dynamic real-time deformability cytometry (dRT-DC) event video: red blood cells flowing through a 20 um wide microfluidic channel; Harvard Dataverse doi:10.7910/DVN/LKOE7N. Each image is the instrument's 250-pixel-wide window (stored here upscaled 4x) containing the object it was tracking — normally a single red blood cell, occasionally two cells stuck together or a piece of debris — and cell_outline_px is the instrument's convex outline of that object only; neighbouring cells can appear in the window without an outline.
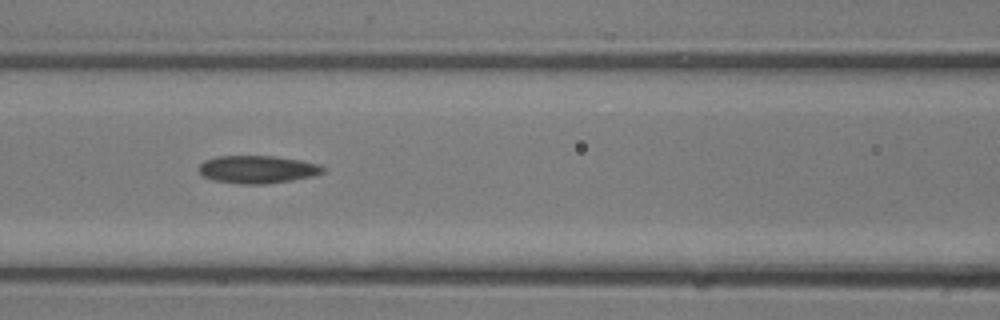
{"species": "common noctule bat (a hibernating species)", "species_latin": "Nyctalus noctula", "temperature_condition": "room temperature", "stored_images_in_passage": 19, "camera_frame_rate_fps": 3000, "um_per_image_px": 0.085, "animal": {"sex": "male", "body_mass_g": 13.3}, "frame": {"image": 1, "passage_image": 5, "time_ms": 1.333, "image_size_px": [1000, 320], "cell_outline_px": [[324, 172], [312, 176], [292, 180], [268, 184], [240, 184], [212, 180], [204, 176], [200, 172], [200, 164], [204, 160], [216, 156], [272, 156], [300, 160], [320, 164], [324, 168]], "centroid_in_image_um": [21.88, 14.4], "position_along_channel_um": 144.7, "area_um2": 20.06}}
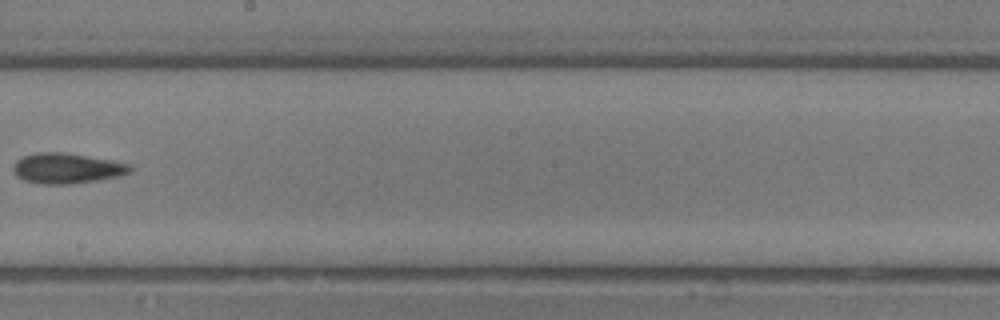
{"frame": {"image": 2, "passage_image": 9, "time_ms": 2.667, "image_size_px": [1000, 320], "cell_outline_px": [[132, 168], [128, 172], [120, 176], [96, 180], [68, 184], [40, 184], [24, 180], [16, 176], [12, 172], [12, 164], [16, 160], [24, 156], [36, 152], [64, 152], [112, 160], [132, 164]], "centroid_in_image_um": [5.64, 14.3], "position_along_channel_um": 242.6, "area_um2": 20.81}}
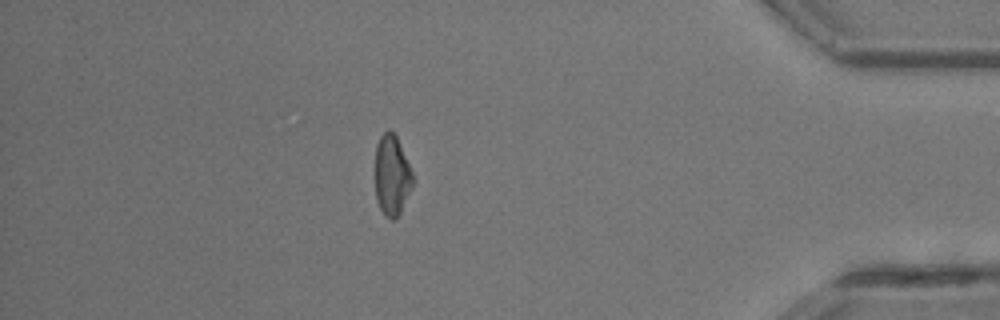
{"frame": {"image": 3, "passage_image": 18, "time_ms": 5.667, "image_size_px": [1000, 320], "cell_outline_px": [[412, 188], [396, 220], [392, 220], [384, 216], [376, 200], [376, 144], [380, 136], [388, 128], [396, 136], [412, 172]], "centroid_in_image_um": [33.3, 14.93], "position_along_channel_um": 401.9, "area_um2": 17.46}}